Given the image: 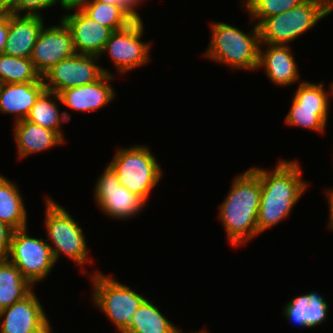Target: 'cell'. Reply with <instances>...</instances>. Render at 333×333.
<instances>
[{
	"mask_svg": "<svg viewBox=\"0 0 333 333\" xmlns=\"http://www.w3.org/2000/svg\"><path fill=\"white\" fill-rule=\"evenodd\" d=\"M74 14L62 16L71 31L76 53L100 57L112 31L88 17L80 8Z\"/></svg>",
	"mask_w": 333,
	"mask_h": 333,
	"instance_id": "14",
	"label": "cell"
},
{
	"mask_svg": "<svg viewBox=\"0 0 333 333\" xmlns=\"http://www.w3.org/2000/svg\"><path fill=\"white\" fill-rule=\"evenodd\" d=\"M41 75L29 58L0 55V84L37 82Z\"/></svg>",
	"mask_w": 333,
	"mask_h": 333,
	"instance_id": "27",
	"label": "cell"
},
{
	"mask_svg": "<svg viewBox=\"0 0 333 333\" xmlns=\"http://www.w3.org/2000/svg\"><path fill=\"white\" fill-rule=\"evenodd\" d=\"M331 92H332V93H330V94L333 95V82H332V84H331Z\"/></svg>",
	"mask_w": 333,
	"mask_h": 333,
	"instance_id": "39",
	"label": "cell"
},
{
	"mask_svg": "<svg viewBox=\"0 0 333 333\" xmlns=\"http://www.w3.org/2000/svg\"><path fill=\"white\" fill-rule=\"evenodd\" d=\"M108 165L121 185L145 202H148L149 194L162 178L160 164L144 145L118 149Z\"/></svg>",
	"mask_w": 333,
	"mask_h": 333,
	"instance_id": "5",
	"label": "cell"
},
{
	"mask_svg": "<svg viewBox=\"0 0 333 333\" xmlns=\"http://www.w3.org/2000/svg\"><path fill=\"white\" fill-rule=\"evenodd\" d=\"M43 21L41 15H18L9 12V34L4 54L30 59L44 26Z\"/></svg>",
	"mask_w": 333,
	"mask_h": 333,
	"instance_id": "17",
	"label": "cell"
},
{
	"mask_svg": "<svg viewBox=\"0 0 333 333\" xmlns=\"http://www.w3.org/2000/svg\"><path fill=\"white\" fill-rule=\"evenodd\" d=\"M124 333H183L160 312L152 301L146 299L133 314L129 328Z\"/></svg>",
	"mask_w": 333,
	"mask_h": 333,
	"instance_id": "24",
	"label": "cell"
},
{
	"mask_svg": "<svg viewBox=\"0 0 333 333\" xmlns=\"http://www.w3.org/2000/svg\"><path fill=\"white\" fill-rule=\"evenodd\" d=\"M80 9L112 32L123 29L134 21L122 7L109 3L90 1L83 4Z\"/></svg>",
	"mask_w": 333,
	"mask_h": 333,
	"instance_id": "26",
	"label": "cell"
},
{
	"mask_svg": "<svg viewBox=\"0 0 333 333\" xmlns=\"http://www.w3.org/2000/svg\"><path fill=\"white\" fill-rule=\"evenodd\" d=\"M262 45H266L263 50ZM298 65L287 45L260 44L258 69L263 67L267 77L276 85L288 86L299 79Z\"/></svg>",
	"mask_w": 333,
	"mask_h": 333,
	"instance_id": "18",
	"label": "cell"
},
{
	"mask_svg": "<svg viewBox=\"0 0 333 333\" xmlns=\"http://www.w3.org/2000/svg\"><path fill=\"white\" fill-rule=\"evenodd\" d=\"M142 22V19L134 20L125 28L113 31L101 52V55L108 53L119 74L140 67L150 59V43L140 40L144 30Z\"/></svg>",
	"mask_w": 333,
	"mask_h": 333,
	"instance_id": "11",
	"label": "cell"
},
{
	"mask_svg": "<svg viewBox=\"0 0 333 333\" xmlns=\"http://www.w3.org/2000/svg\"><path fill=\"white\" fill-rule=\"evenodd\" d=\"M329 98L323 83L314 84L303 80L292 98L285 122L291 126L324 133L328 121Z\"/></svg>",
	"mask_w": 333,
	"mask_h": 333,
	"instance_id": "9",
	"label": "cell"
},
{
	"mask_svg": "<svg viewBox=\"0 0 333 333\" xmlns=\"http://www.w3.org/2000/svg\"><path fill=\"white\" fill-rule=\"evenodd\" d=\"M47 320L32 290L22 300L0 310V333H36Z\"/></svg>",
	"mask_w": 333,
	"mask_h": 333,
	"instance_id": "15",
	"label": "cell"
},
{
	"mask_svg": "<svg viewBox=\"0 0 333 333\" xmlns=\"http://www.w3.org/2000/svg\"><path fill=\"white\" fill-rule=\"evenodd\" d=\"M207 332H208V331H206V330H205V331H204V330H202V331L200 330V332H195V333H207ZM193 333H194V332H193Z\"/></svg>",
	"mask_w": 333,
	"mask_h": 333,
	"instance_id": "38",
	"label": "cell"
},
{
	"mask_svg": "<svg viewBox=\"0 0 333 333\" xmlns=\"http://www.w3.org/2000/svg\"><path fill=\"white\" fill-rule=\"evenodd\" d=\"M97 61V56L78 53L61 60L41 76L46 90L59 94L67 88L91 84L105 73L112 75L96 64Z\"/></svg>",
	"mask_w": 333,
	"mask_h": 333,
	"instance_id": "10",
	"label": "cell"
},
{
	"mask_svg": "<svg viewBox=\"0 0 333 333\" xmlns=\"http://www.w3.org/2000/svg\"><path fill=\"white\" fill-rule=\"evenodd\" d=\"M247 13L252 17L251 21H257L258 26L265 18L281 14L293 7L300 5L305 0H244Z\"/></svg>",
	"mask_w": 333,
	"mask_h": 333,
	"instance_id": "28",
	"label": "cell"
},
{
	"mask_svg": "<svg viewBox=\"0 0 333 333\" xmlns=\"http://www.w3.org/2000/svg\"><path fill=\"white\" fill-rule=\"evenodd\" d=\"M13 131L19 159L61 145L65 140L58 132L26 119L15 122Z\"/></svg>",
	"mask_w": 333,
	"mask_h": 333,
	"instance_id": "20",
	"label": "cell"
},
{
	"mask_svg": "<svg viewBox=\"0 0 333 333\" xmlns=\"http://www.w3.org/2000/svg\"><path fill=\"white\" fill-rule=\"evenodd\" d=\"M45 228L47 239L52 242L50 245L55 263L63 253L70 260H73L82 267L90 261L87 242L82 228L73 217L58 205L54 199L46 197ZM53 245V246H52Z\"/></svg>",
	"mask_w": 333,
	"mask_h": 333,
	"instance_id": "6",
	"label": "cell"
},
{
	"mask_svg": "<svg viewBox=\"0 0 333 333\" xmlns=\"http://www.w3.org/2000/svg\"><path fill=\"white\" fill-rule=\"evenodd\" d=\"M261 183V198L257 217L258 233L276 226L290 215L292 208L309 186L301 177L297 161L280 160L274 171L250 168Z\"/></svg>",
	"mask_w": 333,
	"mask_h": 333,
	"instance_id": "1",
	"label": "cell"
},
{
	"mask_svg": "<svg viewBox=\"0 0 333 333\" xmlns=\"http://www.w3.org/2000/svg\"><path fill=\"white\" fill-rule=\"evenodd\" d=\"M18 0H0V12H10L16 5Z\"/></svg>",
	"mask_w": 333,
	"mask_h": 333,
	"instance_id": "34",
	"label": "cell"
},
{
	"mask_svg": "<svg viewBox=\"0 0 333 333\" xmlns=\"http://www.w3.org/2000/svg\"><path fill=\"white\" fill-rule=\"evenodd\" d=\"M328 205H329V225L328 228L333 230V199H328Z\"/></svg>",
	"mask_w": 333,
	"mask_h": 333,
	"instance_id": "35",
	"label": "cell"
},
{
	"mask_svg": "<svg viewBox=\"0 0 333 333\" xmlns=\"http://www.w3.org/2000/svg\"><path fill=\"white\" fill-rule=\"evenodd\" d=\"M0 221L14 230L27 227V211L17 186L0 174Z\"/></svg>",
	"mask_w": 333,
	"mask_h": 333,
	"instance_id": "22",
	"label": "cell"
},
{
	"mask_svg": "<svg viewBox=\"0 0 333 333\" xmlns=\"http://www.w3.org/2000/svg\"><path fill=\"white\" fill-rule=\"evenodd\" d=\"M51 325L49 320H47L37 331L36 333H51Z\"/></svg>",
	"mask_w": 333,
	"mask_h": 333,
	"instance_id": "36",
	"label": "cell"
},
{
	"mask_svg": "<svg viewBox=\"0 0 333 333\" xmlns=\"http://www.w3.org/2000/svg\"><path fill=\"white\" fill-rule=\"evenodd\" d=\"M104 3H109L112 5H117L122 7L134 20H140L141 17L139 13L136 11V7L141 4L143 0H93Z\"/></svg>",
	"mask_w": 333,
	"mask_h": 333,
	"instance_id": "31",
	"label": "cell"
},
{
	"mask_svg": "<svg viewBox=\"0 0 333 333\" xmlns=\"http://www.w3.org/2000/svg\"><path fill=\"white\" fill-rule=\"evenodd\" d=\"M14 229L0 221V259L8 258Z\"/></svg>",
	"mask_w": 333,
	"mask_h": 333,
	"instance_id": "30",
	"label": "cell"
},
{
	"mask_svg": "<svg viewBox=\"0 0 333 333\" xmlns=\"http://www.w3.org/2000/svg\"><path fill=\"white\" fill-rule=\"evenodd\" d=\"M94 191L96 204L105 215L112 216V219L125 220L134 217L147 204L141 197L121 185L109 165L98 178Z\"/></svg>",
	"mask_w": 333,
	"mask_h": 333,
	"instance_id": "12",
	"label": "cell"
},
{
	"mask_svg": "<svg viewBox=\"0 0 333 333\" xmlns=\"http://www.w3.org/2000/svg\"><path fill=\"white\" fill-rule=\"evenodd\" d=\"M326 196H328V199H333V189L328 190Z\"/></svg>",
	"mask_w": 333,
	"mask_h": 333,
	"instance_id": "37",
	"label": "cell"
},
{
	"mask_svg": "<svg viewBox=\"0 0 333 333\" xmlns=\"http://www.w3.org/2000/svg\"><path fill=\"white\" fill-rule=\"evenodd\" d=\"M332 11L333 0H305L286 12L265 18L258 25L260 43L289 45Z\"/></svg>",
	"mask_w": 333,
	"mask_h": 333,
	"instance_id": "4",
	"label": "cell"
},
{
	"mask_svg": "<svg viewBox=\"0 0 333 333\" xmlns=\"http://www.w3.org/2000/svg\"><path fill=\"white\" fill-rule=\"evenodd\" d=\"M91 276L94 303L118 331L124 333L129 328L133 314L147 298L101 272L96 271Z\"/></svg>",
	"mask_w": 333,
	"mask_h": 333,
	"instance_id": "7",
	"label": "cell"
},
{
	"mask_svg": "<svg viewBox=\"0 0 333 333\" xmlns=\"http://www.w3.org/2000/svg\"><path fill=\"white\" fill-rule=\"evenodd\" d=\"M114 75L104 74L99 80L82 86L71 87L61 91L59 94L53 92L59 103L76 111H94L113 100L115 97L113 86L109 85Z\"/></svg>",
	"mask_w": 333,
	"mask_h": 333,
	"instance_id": "16",
	"label": "cell"
},
{
	"mask_svg": "<svg viewBox=\"0 0 333 333\" xmlns=\"http://www.w3.org/2000/svg\"><path fill=\"white\" fill-rule=\"evenodd\" d=\"M9 34V12H0V55L4 54L5 44Z\"/></svg>",
	"mask_w": 333,
	"mask_h": 333,
	"instance_id": "32",
	"label": "cell"
},
{
	"mask_svg": "<svg viewBox=\"0 0 333 333\" xmlns=\"http://www.w3.org/2000/svg\"><path fill=\"white\" fill-rule=\"evenodd\" d=\"M290 300L283 310L290 322L293 321L304 328H313L327 319L329 306L317 292L313 291Z\"/></svg>",
	"mask_w": 333,
	"mask_h": 333,
	"instance_id": "21",
	"label": "cell"
},
{
	"mask_svg": "<svg viewBox=\"0 0 333 333\" xmlns=\"http://www.w3.org/2000/svg\"><path fill=\"white\" fill-rule=\"evenodd\" d=\"M93 0H62L63 9L69 10L74 8H80L83 4L90 2Z\"/></svg>",
	"mask_w": 333,
	"mask_h": 333,
	"instance_id": "33",
	"label": "cell"
},
{
	"mask_svg": "<svg viewBox=\"0 0 333 333\" xmlns=\"http://www.w3.org/2000/svg\"><path fill=\"white\" fill-rule=\"evenodd\" d=\"M33 287L7 258L0 259V310L27 296Z\"/></svg>",
	"mask_w": 333,
	"mask_h": 333,
	"instance_id": "23",
	"label": "cell"
},
{
	"mask_svg": "<svg viewBox=\"0 0 333 333\" xmlns=\"http://www.w3.org/2000/svg\"><path fill=\"white\" fill-rule=\"evenodd\" d=\"M53 91L44 90L37 98L35 104L32 106L26 120L58 132L63 138L64 134L60 127L62 122L70 120L68 111H63L60 114L57 103L51 100Z\"/></svg>",
	"mask_w": 333,
	"mask_h": 333,
	"instance_id": "25",
	"label": "cell"
},
{
	"mask_svg": "<svg viewBox=\"0 0 333 333\" xmlns=\"http://www.w3.org/2000/svg\"><path fill=\"white\" fill-rule=\"evenodd\" d=\"M60 24L42 28L33 47L30 60L42 76L55 64L76 53L71 31L61 19Z\"/></svg>",
	"mask_w": 333,
	"mask_h": 333,
	"instance_id": "13",
	"label": "cell"
},
{
	"mask_svg": "<svg viewBox=\"0 0 333 333\" xmlns=\"http://www.w3.org/2000/svg\"><path fill=\"white\" fill-rule=\"evenodd\" d=\"M59 3L63 8L62 0H18L17 5L10 11L13 14L21 15L26 11V15H38L42 9H48Z\"/></svg>",
	"mask_w": 333,
	"mask_h": 333,
	"instance_id": "29",
	"label": "cell"
},
{
	"mask_svg": "<svg viewBox=\"0 0 333 333\" xmlns=\"http://www.w3.org/2000/svg\"><path fill=\"white\" fill-rule=\"evenodd\" d=\"M27 230V227L14 230L7 259L31 285H35L47 277L55 261L50 244L42 238L30 237Z\"/></svg>",
	"mask_w": 333,
	"mask_h": 333,
	"instance_id": "8",
	"label": "cell"
},
{
	"mask_svg": "<svg viewBox=\"0 0 333 333\" xmlns=\"http://www.w3.org/2000/svg\"><path fill=\"white\" fill-rule=\"evenodd\" d=\"M261 198L260 178L251 170L235 177L219 206V219L229 243L238 246L259 235L257 217Z\"/></svg>",
	"mask_w": 333,
	"mask_h": 333,
	"instance_id": "2",
	"label": "cell"
},
{
	"mask_svg": "<svg viewBox=\"0 0 333 333\" xmlns=\"http://www.w3.org/2000/svg\"><path fill=\"white\" fill-rule=\"evenodd\" d=\"M43 79L28 83L0 84V111L15 115V122L26 119L39 95L45 90Z\"/></svg>",
	"mask_w": 333,
	"mask_h": 333,
	"instance_id": "19",
	"label": "cell"
},
{
	"mask_svg": "<svg viewBox=\"0 0 333 333\" xmlns=\"http://www.w3.org/2000/svg\"><path fill=\"white\" fill-rule=\"evenodd\" d=\"M210 25L212 37L207 51L203 53L206 57L233 69H258L261 43L257 25L250 34L223 22H212Z\"/></svg>",
	"mask_w": 333,
	"mask_h": 333,
	"instance_id": "3",
	"label": "cell"
}]
</instances>
